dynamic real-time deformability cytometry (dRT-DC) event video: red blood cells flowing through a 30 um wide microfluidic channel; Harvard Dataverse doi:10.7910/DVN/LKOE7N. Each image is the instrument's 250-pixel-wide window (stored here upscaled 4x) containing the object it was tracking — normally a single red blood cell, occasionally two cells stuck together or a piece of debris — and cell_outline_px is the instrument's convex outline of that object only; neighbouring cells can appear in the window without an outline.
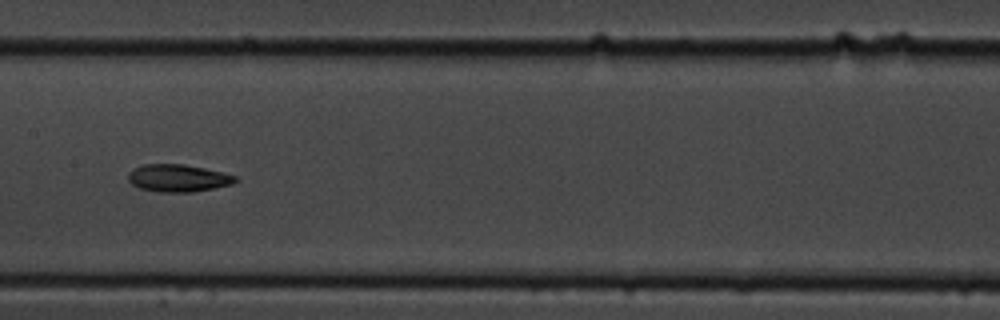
{"species": "common noctule bat (a hibernating species)", "species_latin": "Nyctalus noctula", "temperature_condition": "cold", "stored_images_in_passage": 9, "camera_frame_rate_fps": 3000, "um_per_image_px": 0.085, "animal": {"sex": "male", "body_mass_g": 19.5, "forearm_length_mm": 54.6}, "frame": {"image": 1, "passage_image": 6, "time_ms": 6.667, "image_size_px": [1000, 320], "cell_outline_px": [[240, 180], [232, 184], [192, 192], [160, 192], [140, 188], [132, 184], [128, 180], [128, 172], [132, 168], [144, 164], [184, 164], [204, 168], [236, 176]], "centroid_in_image_um": [15.11, 15.13], "position_along_channel_um": 192.3, "area_um2": 17.11}}
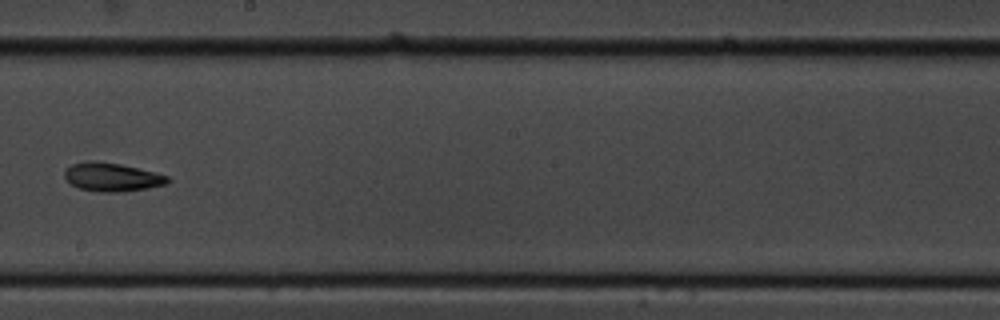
{"frame": {"image": 2, "passage_image": 7, "time_ms": 8.0, "image_size_px": [1000, 320], "cell_outline_px": [[172, 180], [164, 184], [148, 188], [124, 192], [96, 192], [80, 188], [72, 184], [64, 176], [64, 172], [72, 164], [120, 164], [168, 176]], "centroid_in_image_um": [9.58, 15.11], "position_along_channel_um": 238.6, "area_um2": 16.24}}
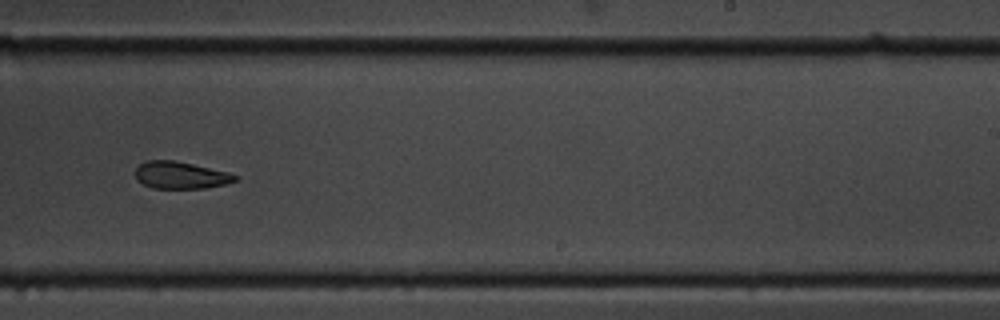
{"frame": {"image": 3, "passage_image": 8, "time_ms": 9.0, "image_size_px": [1000, 320], "cell_outline_px": [[240, 176], [236, 180], [224, 184], [208, 188], [152, 188], [136, 180], [136, 168], [144, 160], [176, 160], [228, 172]], "centroid_in_image_um": [15.35, 14.88], "position_along_channel_um": 273.7, "area_um2": 15.84}}